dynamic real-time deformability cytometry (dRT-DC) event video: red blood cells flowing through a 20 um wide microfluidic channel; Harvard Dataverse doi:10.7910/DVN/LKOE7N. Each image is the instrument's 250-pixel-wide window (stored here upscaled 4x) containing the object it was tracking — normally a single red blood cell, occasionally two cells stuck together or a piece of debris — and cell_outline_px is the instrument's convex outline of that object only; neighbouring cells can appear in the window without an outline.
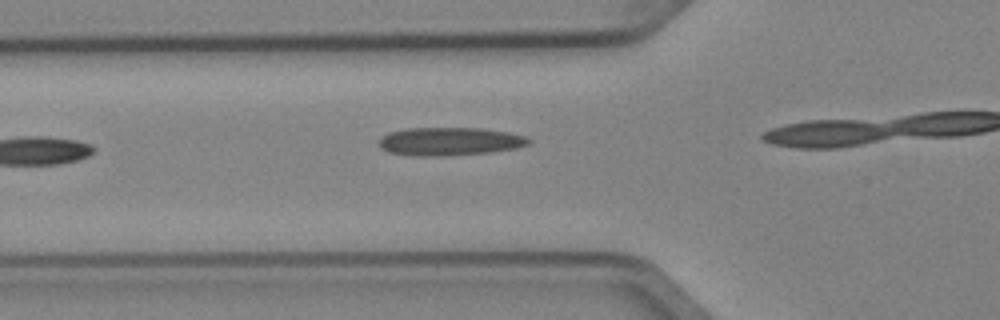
{"species": "Egyptian fruit bat (a non-hibernating species)", "species_latin": "Rousettus aegyptiacus", "temperature_condition": "cold", "stored_images_in_passage": 9, "camera_frame_rate_fps": 3000, "um_per_image_px": 0.085, "animal": {"sex": "female"}, "frame": {"image": 1, "passage_image": 3, "time_ms": 0.667, "image_size_px": [1000, 320], "cell_outline_px": [[532, 144], [516, 148], [492, 152], [440, 156], [412, 156], [388, 152], [380, 148], [380, 136], [388, 132], [404, 128], [480, 128], [508, 132], [524, 136], [532, 140]], "centroid_in_image_um": [38.21, 12.02], "position_along_channel_um": 87.6, "area_um2": 24.85}}